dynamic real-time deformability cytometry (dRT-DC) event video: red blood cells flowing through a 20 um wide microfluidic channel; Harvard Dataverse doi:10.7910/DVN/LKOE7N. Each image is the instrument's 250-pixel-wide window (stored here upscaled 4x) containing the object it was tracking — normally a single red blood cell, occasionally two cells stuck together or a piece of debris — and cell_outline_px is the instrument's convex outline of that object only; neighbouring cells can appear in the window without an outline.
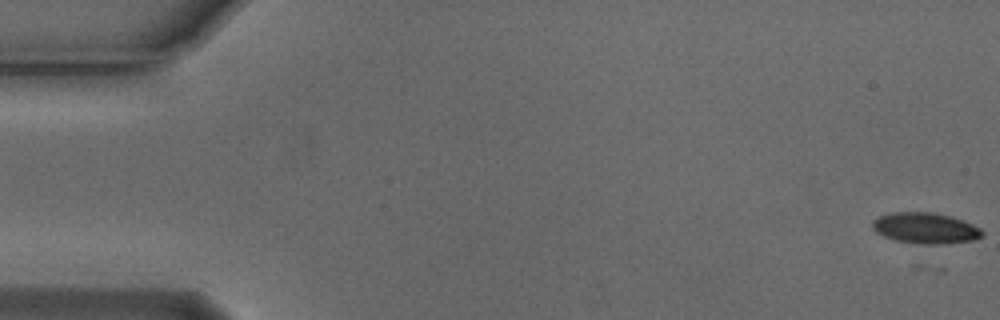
{"species": "Egyptian fruit bat (a non-hibernating species)", "species_latin": "Rousettus aegyptiacus", "temperature_condition": "cold", "stored_images_in_passage": 17, "camera_frame_rate_fps": 3000, "um_per_image_px": 0.085, "animal": {"sex": "male"}, "frame": {"image": 1, "passage_image": 1, "time_ms": 0.0, "image_size_px": [1000, 320], "cell_outline_px": [[984, 232], [980, 236], [972, 240], [940, 244], [916, 244], [896, 240], [884, 236], [876, 232], [872, 228], [872, 220], [880, 216], [892, 212], [932, 212], [952, 216], [964, 220], [980, 228]], "centroid_in_image_um": [78.64, 19.38], "position_along_channel_um": 6.4, "area_um2": 19.77}}
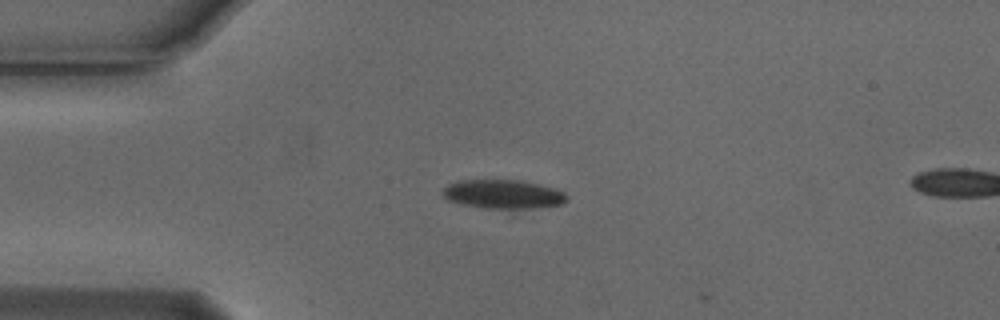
{"frame": {"image": 2, "passage_image": 14, "time_ms": 4.333, "image_size_px": [1000, 320], "cell_outline_px": [[568, 200], [560, 204], [512, 216], [460, 204], [448, 200], [440, 192], [448, 184], [460, 180], [516, 180], [536, 184], [552, 188], [564, 192], [568, 196]], "centroid_in_image_um": [42.8, 16.64], "position_along_channel_um": 42.2, "area_um2": 22.89}}